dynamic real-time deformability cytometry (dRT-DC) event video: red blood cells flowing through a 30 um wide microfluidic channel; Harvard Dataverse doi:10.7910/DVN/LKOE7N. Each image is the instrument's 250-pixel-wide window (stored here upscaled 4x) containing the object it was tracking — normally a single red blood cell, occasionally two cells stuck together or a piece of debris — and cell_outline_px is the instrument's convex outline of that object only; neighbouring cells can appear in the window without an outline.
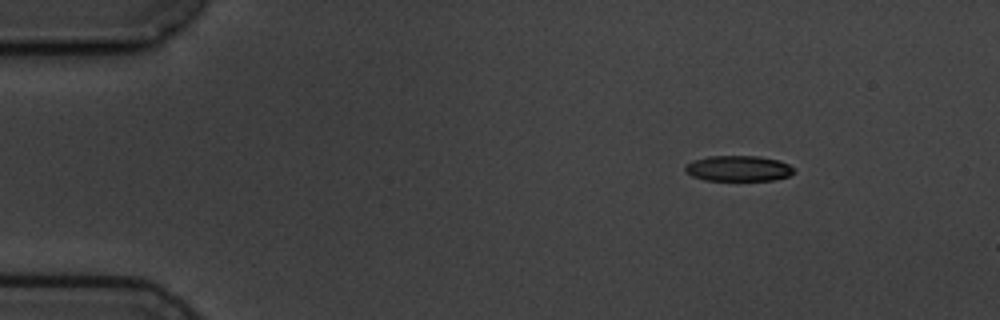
{"species": "common noctule bat (a hibernating species)", "species_latin": "Nyctalus noctula", "temperature_condition": "cold", "stored_images_in_passage": 9, "camera_frame_rate_fps": 3000, "um_per_image_px": 0.085, "animal": {"sex": "male", "body_mass_g": 19.5, "forearm_length_mm": 54.6}, "frame": {"image": 1, "passage_image": 1, "time_ms": 0.0, "image_size_px": [1000, 320], "cell_outline_px": [[792, 172], [788, 176], [772, 180], [704, 180], [692, 176], [684, 168], [692, 160], [708, 156], [760, 156], [776, 160], [788, 164], [792, 168]], "centroid_in_image_um": [62.72, 14.31], "position_along_channel_um": 22.3, "area_um2": 15.95}}
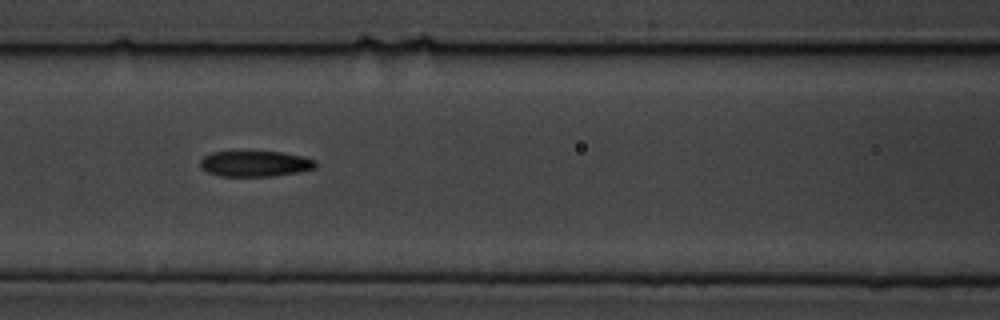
{"frame": {"image": 2, "passage_image": 6, "time_ms": 5.667, "image_size_px": [1000, 320], "cell_outline_px": [[316, 168], [300, 172], [272, 176], [220, 176], [208, 172], [200, 168], [200, 160], [204, 156], [212, 152], [280, 152], [304, 156], [316, 160]], "centroid_in_image_um": [21.7, 13.92], "position_along_channel_um": 144.9, "area_um2": 17.34}}
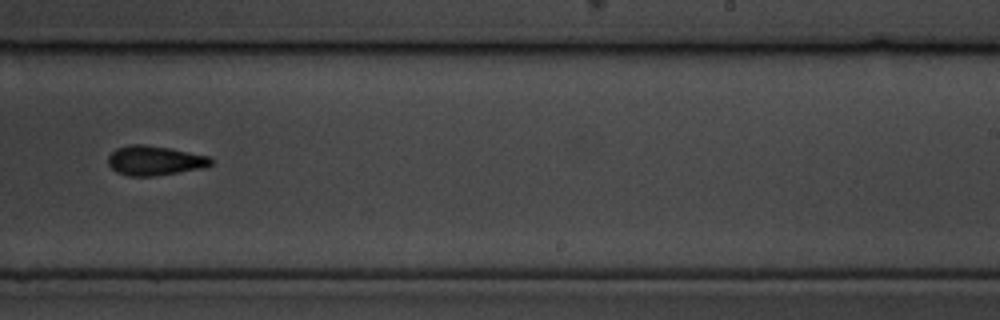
{"frame": {"image": 3, "passage_image": 9, "time_ms": 9.333, "image_size_px": [1000, 320], "cell_outline_px": [[212, 164], [204, 168], [156, 176], [128, 176], [116, 172], [108, 164], [108, 156], [116, 148], [128, 144], [144, 144], [172, 148], [212, 156]], "centroid_in_image_um": [13.17, 13.64], "position_along_channel_um": 275.8, "area_um2": 18.09}}